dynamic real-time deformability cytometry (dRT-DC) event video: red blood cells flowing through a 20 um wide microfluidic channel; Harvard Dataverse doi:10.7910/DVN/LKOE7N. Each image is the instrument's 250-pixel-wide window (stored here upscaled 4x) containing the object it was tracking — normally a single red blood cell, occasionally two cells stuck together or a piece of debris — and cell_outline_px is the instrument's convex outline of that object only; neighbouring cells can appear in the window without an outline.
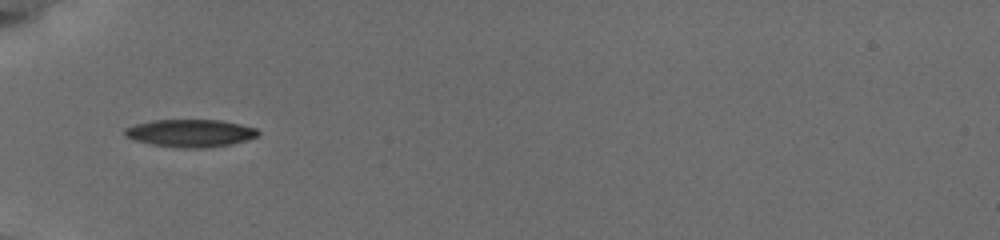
{"species": "common noctule bat (a hibernating species)", "species_latin": "Nyctalus noctula", "temperature_condition": "cold", "stored_images_in_passage": 9, "camera_frame_rate_fps": 3000, "um_per_image_px": 0.085, "animal": {"sex": "female", "body_mass_g": 19.5, "forearm_length_mm": 54.1}, "frame": {"image": 1, "passage_image": 3, "time_ms": 1.0, "image_size_px": [1000, 240], "cell_outline_px": [[260, 132], [256, 136], [232, 144], [204, 148], [184, 148], [152, 144], [136, 140], [124, 136], [124, 128], [136, 124], [152, 120], [220, 120], [240, 124], [256, 128]], "centroid_in_image_um": [16.17, 11.31], "position_along_channel_um": 68.8, "area_um2": 21.27}}
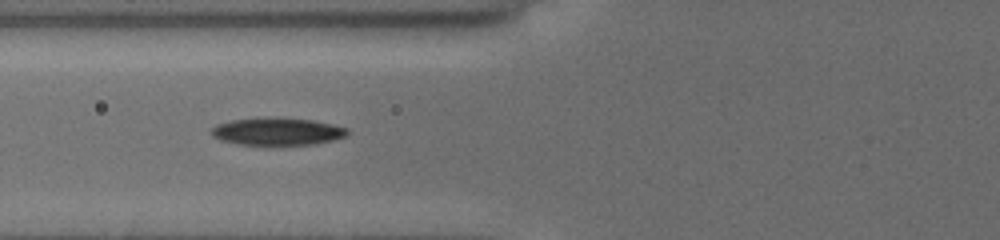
{"frame": {"image": 2, "passage_image": 6, "time_ms": 2.0, "image_size_px": [1000, 240], "cell_outline_px": [[348, 132], [344, 136], [332, 140], [312, 144], [276, 148], [264, 148], [236, 144], [220, 140], [212, 136], [212, 128], [216, 124], [232, 120], [312, 120], [332, 124], [348, 128]], "centroid_in_image_um": [23.54, 11.28], "position_along_channel_um": 102.3, "area_um2": 21.79}}
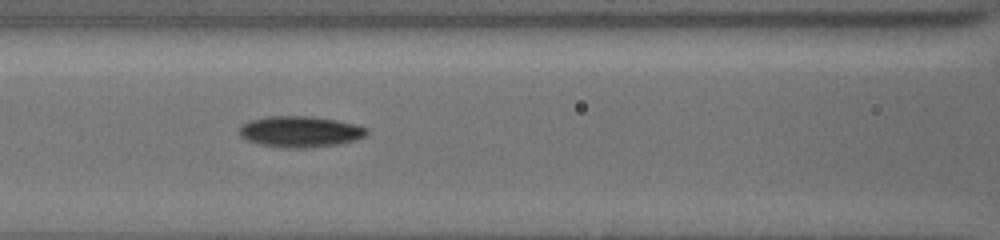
{"frame": {"image": 3, "passage_image": 9, "time_ms": 3.0, "image_size_px": [1000, 240], "cell_outline_px": [[368, 132], [364, 136], [356, 140], [340, 144], [308, 148], [280, 148], [260, 144], [248, 140], [240, 136], [240, 124], [248, 120], [268, 116], [312, 116], [336, 120], [356, 124], [368, 128]], "centroid_in_image_um": [25.51, 11.19], "position_along_channel_um": 141.1, "area_um2": 23.35}}